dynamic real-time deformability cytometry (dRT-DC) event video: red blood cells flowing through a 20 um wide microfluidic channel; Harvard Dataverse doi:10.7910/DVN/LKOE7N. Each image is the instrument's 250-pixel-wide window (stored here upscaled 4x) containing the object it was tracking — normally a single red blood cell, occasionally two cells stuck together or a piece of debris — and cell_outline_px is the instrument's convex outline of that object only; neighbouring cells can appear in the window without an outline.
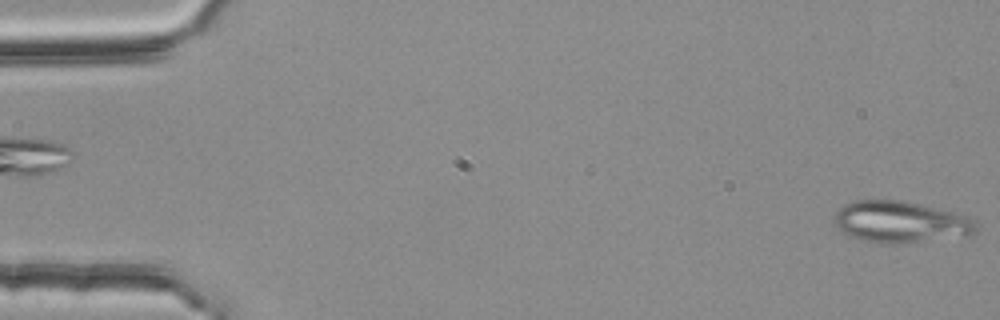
{"species": "common noctule bat (a hibernating species)", "species_latin": "Nyctalus noctula", "temperature_condition": "room temperature", "stored_images_in_passage": 41, "segment_of_instrument_passage": [1, 2], "camera_frame_rate_fps": 3000, "um_per_image_px": 0.085, "animal": {"sex": "female", "body_mass_g": 25.1}, "frame": {"image": 1, "passage_image": 1, "time_ms": 0.0, "image_size_px": [1000, 320], "cell_outline_px": [[976, 232], [968, 236], [904, 244], [880, 244], [864, 240], [852, 236], [844, 232], [832, 224], [832, 220], [836, 212], [844, 204], [856, 200], [904, 200], [956, 212], [976, 220]], "centroid_in_image_um": [76.57, 18.87], "position_along_channel_um": 8.4, "area_um2": 34.97}}